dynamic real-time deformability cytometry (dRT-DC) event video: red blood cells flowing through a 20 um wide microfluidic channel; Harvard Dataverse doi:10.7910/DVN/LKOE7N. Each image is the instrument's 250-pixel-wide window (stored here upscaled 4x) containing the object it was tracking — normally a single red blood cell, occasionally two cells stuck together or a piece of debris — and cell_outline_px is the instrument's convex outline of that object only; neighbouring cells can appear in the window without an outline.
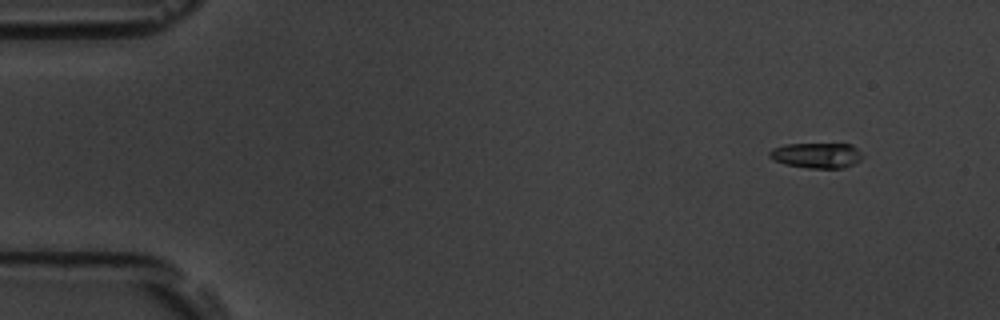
{"species": "common noctule bat (a hibernating species)", "species_latin": "Nyctalus noctula", "temperature_condition": "room temperature", "stored_images_in_passage": 52, "camera_frame_rate_fps": 3000, "um_per_image_px": 0.085, "animal": {"sex": "male", "body_mass_g": 19.5, "forearm_length_mm": 54.6}, "frame": {"image": 1, "passage_image": 1, "time_ms": 0.0, "image_size_px": [1000, 320], "cell_outline_px": [[864, 156], [860, 160], [844, 168], [808, 168], [784, 164], [768, 156], [768, 152], [772, 148], [784, 144], [852, 144]], "centroid_in_image_um": [69.41, 13.2], "position_along_channel_um": 15.6, "area_um2": 13.76}}
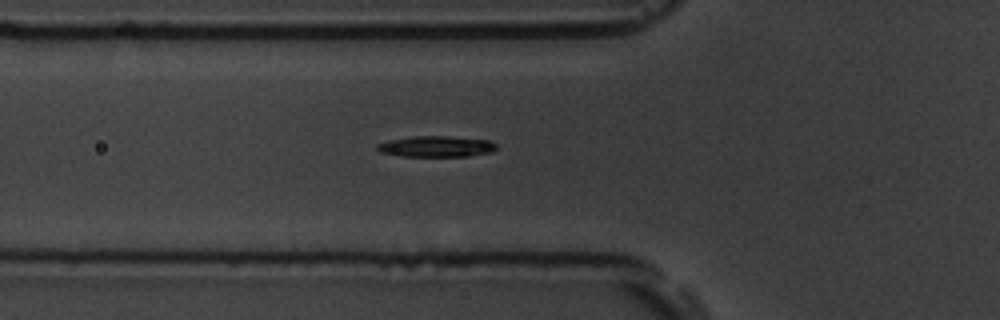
{"frame": {"image": 2, "passage_image": 16, "time_ms": 5.0, "image_size_px": [1000, 320], "cell_outline_px": [[496, 148], [492, 152], [468, 156], [400, 156], [380, 152], [376, 148], [376, 144], [388, 140], [416, 136], [448, 136], [488, 140], [496, 144]], "centroid_in_image_um": [37.06, 12.45], "position_along_channel_um": 88.7, "area_um2": 14.51}}
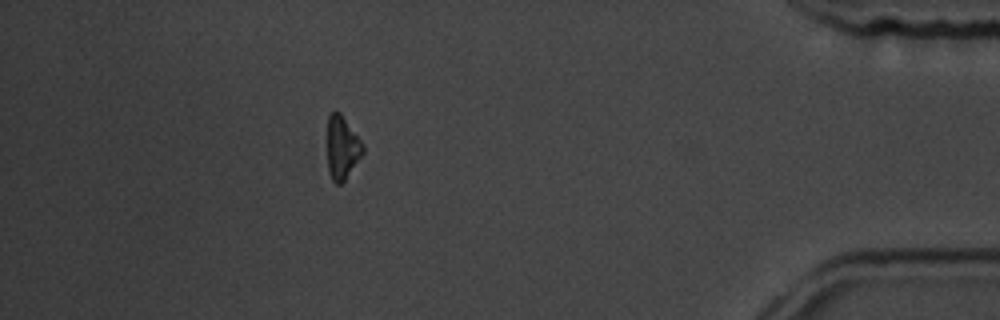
{"frame": {"image": 3, "passage_image": 46, "time_ms": 15.0, "image_size_px": [1000, 320], "cell_outline_px": [[364, 152], [344, 180], [340, 184], [336, 184], [332, 180], [328, 172], [328, 116], [332, 112], [340, 112], [364, 144]], "centroid_in_image_um": [29.08, 12.55], "position_along_channel_um": 406.1, "area_um2": 12.95}, "authors_computed_cell_mechanics": {"area_um2": 14.1321, "velocity_mm_per_s": 3.6675, "shape_relaxation_time_tau1_ms": null, "shape_relaxation_time_tau2_ms": 5.5183, "deformation_change_tau1": null, "deformation_change_tau2": 0.1477}}